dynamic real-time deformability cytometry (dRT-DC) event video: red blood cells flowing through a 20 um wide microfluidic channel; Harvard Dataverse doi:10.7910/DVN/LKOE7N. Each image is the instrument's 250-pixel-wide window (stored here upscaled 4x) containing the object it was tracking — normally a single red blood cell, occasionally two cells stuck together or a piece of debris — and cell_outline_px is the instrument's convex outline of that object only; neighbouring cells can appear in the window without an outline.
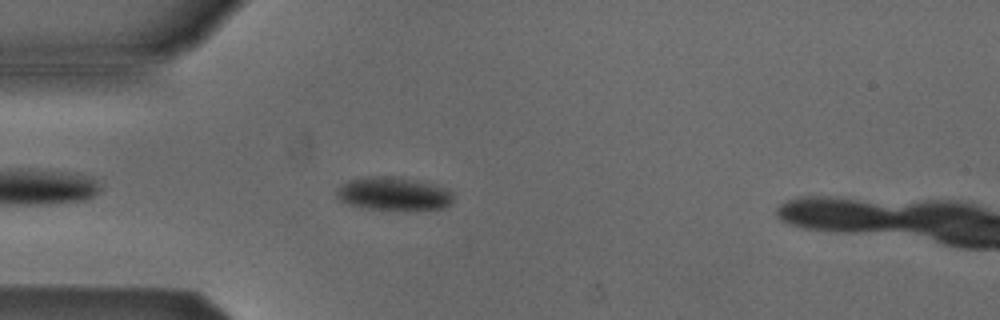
{"species": "Egyptian fruit bat (a non-hibernating species)", "species_latin": "Rousettus aegyptiacus", "temperature_condition": "cold", "stored_images_in_passage": 4, "camera_frame_rate_fps": 3000, "um_per_image_px": 0.085, "animal": {"sex": "male"}, "frame": {"image": 1, "passage_image": 3, "time_ms": 3.667, "image_size_px": [1000, 320], "cell_outline_px": [[452, 200], [444, 208], [404, 212], [364, 208], [348, 204], [340, 200], [336, 196], [336, 188], [340, 184], [348, 180], [364, 176], [392, 176], [432, 184], [448, 188], [452, 192]], "centroid_in_image_um": [33.42, 16.5], "position_along_channel_um": 51.6, "area_um2": 23.29}}